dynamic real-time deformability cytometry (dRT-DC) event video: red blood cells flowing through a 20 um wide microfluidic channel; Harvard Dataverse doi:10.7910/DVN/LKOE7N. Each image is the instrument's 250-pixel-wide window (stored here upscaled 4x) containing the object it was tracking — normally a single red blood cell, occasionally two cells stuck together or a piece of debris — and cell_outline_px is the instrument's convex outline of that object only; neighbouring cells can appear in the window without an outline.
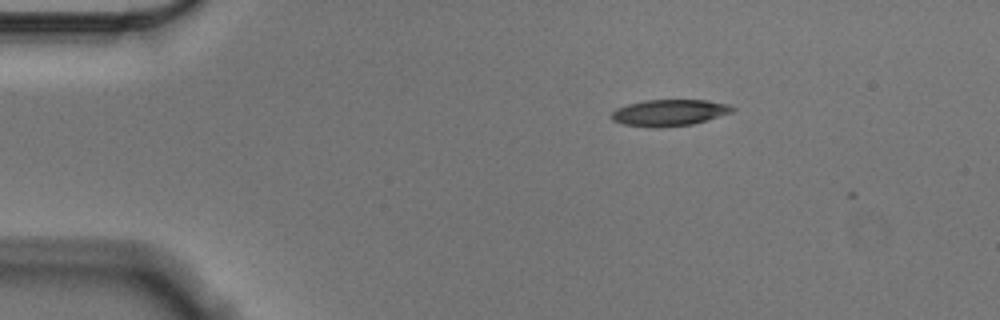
{"species": "Egyptian fruit bat (a non-hibernating species)", "species_latin": "Rousettus aegyptiacus", "temperature_condition": "cold", "stored_images_in_passage": 2, "camera_frame_rate_fps": 3000, "um_per_image_px": 0.085, "animal": {"sex": "male"}, "frame": {"image": 1, "passage_image": 1, "time_ms": 0.0, "image_size_px": [1000, 320], "cell_outline_px": [[736, 108], [732, 112], [692, 124], [660, 128], [652, 128], [624, 124], [612, 120], [612, 112], [616, 108], [628, 104], [644, 100], [708, 100], [728, 104]], "centroid_in_image_um": [56.88, 9.58], "position_along_channel_um": 28.1, "area_um2": 18.61}}